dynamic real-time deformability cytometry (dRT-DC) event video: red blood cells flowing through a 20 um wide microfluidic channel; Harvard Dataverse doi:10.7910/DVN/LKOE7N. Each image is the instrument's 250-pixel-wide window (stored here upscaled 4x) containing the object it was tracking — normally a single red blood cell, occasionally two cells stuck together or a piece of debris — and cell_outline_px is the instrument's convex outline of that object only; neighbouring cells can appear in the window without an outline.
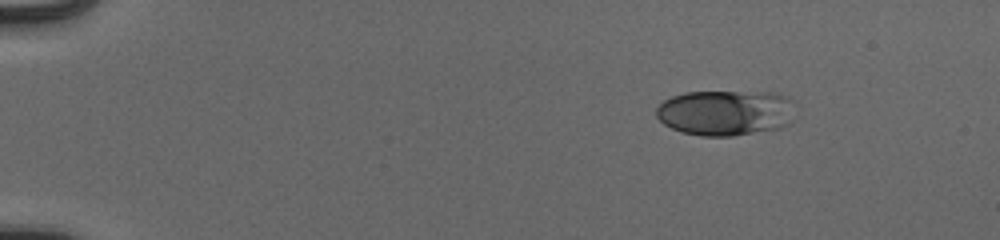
{"species": "human", "species_latin": "Homo sapiens", "temperature_condition": "cold", "stored_images_in_passage": 47, "camera_frame_rate_fps": 3000, "um_per_image_px": 0.085, "donor": {"sex": "male"}, "frame": {"image": 1, "passage_image": 1, "time_ms": 0.0, "image_size_px": [1000, 240], "cell_outline_px": [[796, 100], [788, 124], [780, 128], [732, 136], [700, 136], [680, 132], [664, 124], [656, 116], [656, 108], [664, 100], [672, 96], [684, 92], [776, 92], [788, 96]], "centroid_in_image_um": [61.68, 9.57], "position_along_channel_um": 23.3, "area_um2": 37.28}}
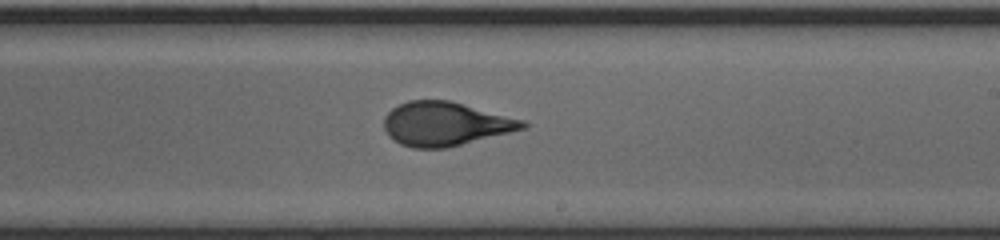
{"frame": {"image": 2, "passage_image": 27, "time_ms": 8.667, "image_size_px": [1000, 240], "cell_outline_px": [[528, 128], [448, 148], [412, 148], [400, 144], [388, 136], [384, 128], [384, 116], [392, 108], [408, 100], [448, 100], [524, 120], [528, 124]], "centroid_in_image_um": [37.85, 10.54], "position_along_channel_um": 251.2, "area_um2": 35.55}}
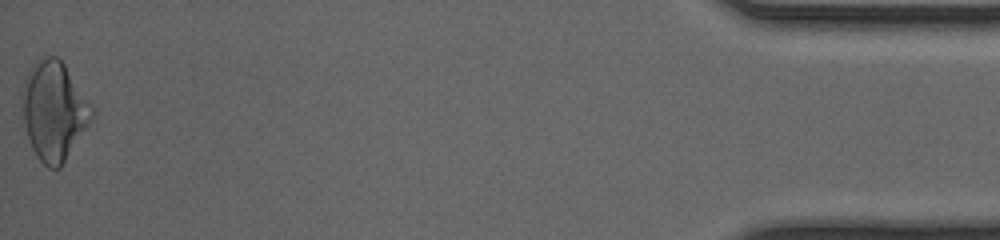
{"frame": {"image": 3, "passage_image": 47, "time_ms": 15.333, "image_size_px": [1000, 240], "cell_outline_px": [[96, 112], [60, 168], [48, 168], [36, 156], [28, 140], [20, 108], [20, 92], [28, 72], [32, 64], [40, 56], [56, 56], [64, 64], [96, 108]], "centroid_in_image_um": [4.56, 9.39], "position_along_channel_um": 430.6, "area_um2": 40.75}, "authors_computed_cell_mechanics": {"area_um2": 35.3158, "velocity_mm_per_s": 3.9447, "shape_relaxation_time_tau1_ms": 6.4766, "shape_relaxation_time_tau2_ms": 0.6826, "deformation_change_tau1": 0.2216, "deformation_change_tau2": 0.063}}